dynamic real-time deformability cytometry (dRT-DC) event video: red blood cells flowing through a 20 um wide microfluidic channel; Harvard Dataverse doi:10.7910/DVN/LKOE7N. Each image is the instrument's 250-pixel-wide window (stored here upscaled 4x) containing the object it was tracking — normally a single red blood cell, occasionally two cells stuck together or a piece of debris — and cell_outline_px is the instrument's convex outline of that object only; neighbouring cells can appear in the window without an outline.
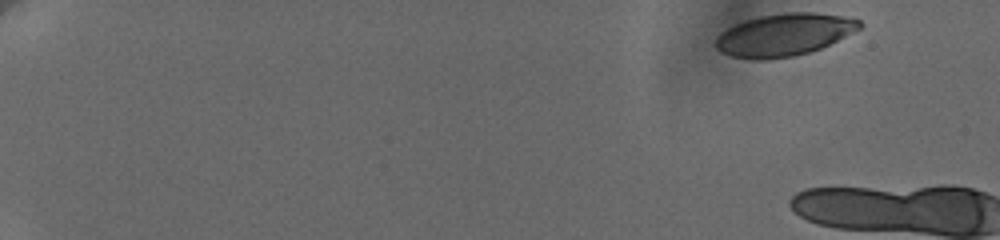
{"species": "human", "species_latin": "Homo sapiens", "temperature_condition": "cold", "stored_images_in_passage": 3, "camera_frame_rate_fps": 3000, "um_per_image_px": 0.085, "donor": {"sex": "female"}, "frame": {"image": 1, "passage_image": 1, "time_ms": 0.0, "image_size_px": [1000, 240], "cell_outline_px": [[864, 24], [860, 28], [820, 48], [808, 52], [792, 56], [760, 60], [756, 60], [732, 56], [720, 52], [716, 48], [716, 40], [720, 32], [744, 20], [760, 16], [788, 12], [816, 12], [840, 16], [860, 20]], "centroid_in_image_um": [66.62, 2.95], "position_along_channel_um": 18.4, "area_um2": 35.08}}